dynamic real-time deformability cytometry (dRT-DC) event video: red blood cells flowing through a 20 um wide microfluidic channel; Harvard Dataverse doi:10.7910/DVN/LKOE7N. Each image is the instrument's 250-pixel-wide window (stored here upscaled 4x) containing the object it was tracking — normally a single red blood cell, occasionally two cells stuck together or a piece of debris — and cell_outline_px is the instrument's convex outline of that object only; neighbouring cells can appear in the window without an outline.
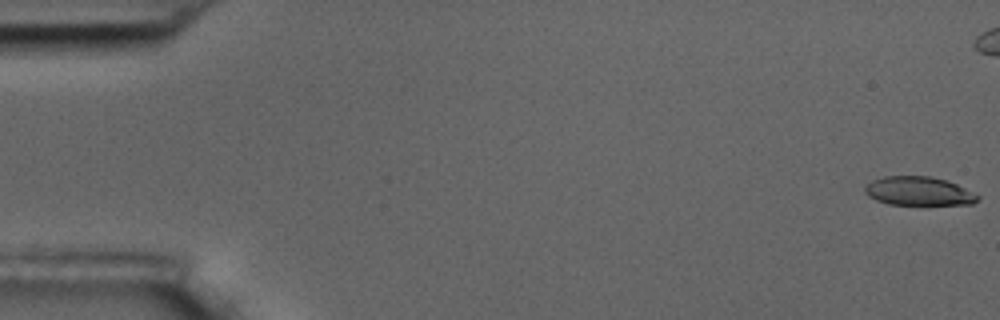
{"species": "common noctule bat (a hibernating species)", "species_latin": "Nyctalus noctula", "temperature_condition": "room temperature", "stored_images_in_passage": 49, "camera_frame_rate_fps": 3000, "um_per_image_px": 0.085, "animal": {"sex": "male", "body_mass_g": 17.5, "forearm_length_mm": 52.3}, "frame": {"image": 1, "passage_image": 1, "time_ms": 0.0, "image_size_px": [1000, 320], "cell_outline_px": [[980, 196], [972, 204], [888, 204], [876, 200], [868, 196], [864, 192], [864, 188], [872, 180], [884, 176], [928, 176], [944, 180], [956, 184]], "centroid_in_image_um": [78.04, 16.24], "position_along_channel_um": 7.0, "area_um2": 18.61}}
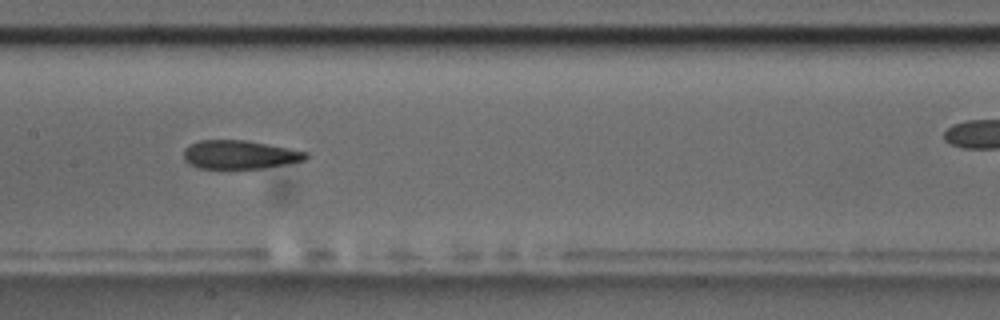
{"frame": {"image": 2, "passage_image": 29, "time_ms": 9.333, "image_size_px": [1000, 320], "cell_outline_px": [[308, 156], [304, 160], [264, 168], [196, 168], [188, 164], [184, 160], [184, 148], [200, 140], [244, 140], [288, 148], [308, 152]], "centroid_in_image_um": [20.33, 13.15], "position_along_channel_um": 187.1, "area_um2": 20.17}}
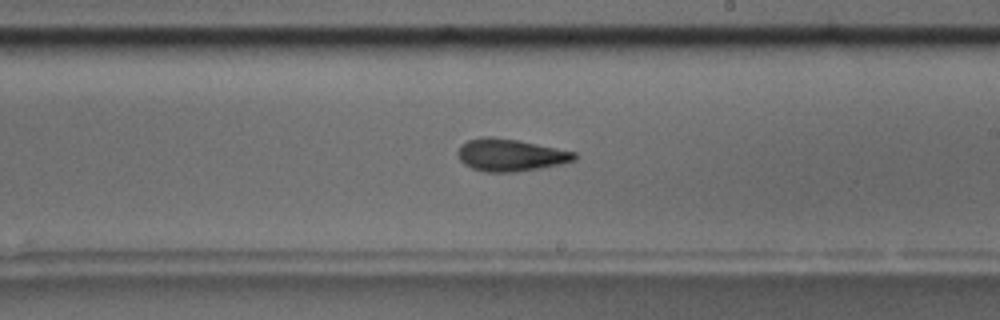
{"frame": {"image": 3, "passage_image": 34, "time_ms": 11.0, "image_size_px": [1000, 320], "cell_outline_px": [[576, 160], [560, 164], [540, 168], [516, 172], [484, 172], [472, 168], [464, 164], [460, 160], [456, 152], [460, 144], [468, 140], [480, 136], [492, 136], [516, 140], [576, 152]], "centroid_in_image_um": [43.33, 13.17], "position_along_channel_um": 245.7, "area_um2": 22.02}}